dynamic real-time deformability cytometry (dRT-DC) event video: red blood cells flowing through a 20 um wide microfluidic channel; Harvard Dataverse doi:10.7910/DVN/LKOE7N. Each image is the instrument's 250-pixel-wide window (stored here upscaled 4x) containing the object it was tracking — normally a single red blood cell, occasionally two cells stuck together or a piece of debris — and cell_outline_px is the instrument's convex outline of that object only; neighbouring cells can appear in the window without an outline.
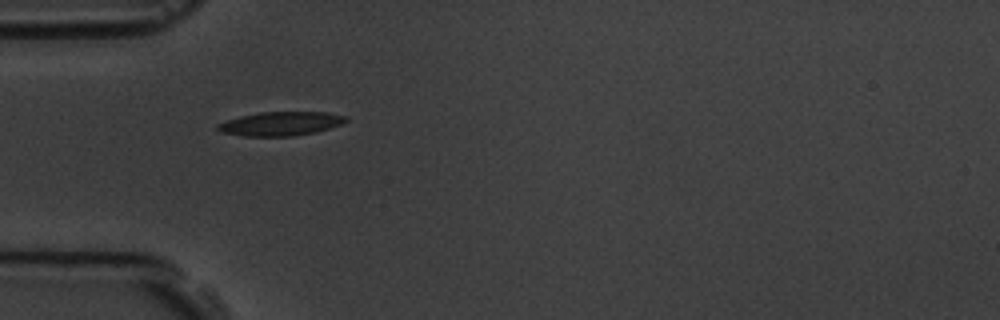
{"species": "common noctule bat (a hibernating species)", "species_latin": "Nyctalus noctula", "temperature_condition": "room temperature", "stored_images_in_passage": 7, "camera_frame_rate_fps": 3000, "um_per_image_px": 0.085, "animal": {"sex": "male", "body_mass_g": 19.5, "forearm_length_mm": 54.6}, "frame": {"image": 1, "passage_image": 1, "time_ms": 0.0, "image_size_px": [1000, 320], "cell_outline_px": [[348, 120], [340, 124], [316, 132], [292, 136], [244, 136], [220, 132], [216, 128], [216, 124], [240, 116], [260, 112], [328, 112], [348, 116]], "centroid_in_image_um": [23.85, 10.51], "position_along_channel_um": 61.2, "area_um2": 17.86}}
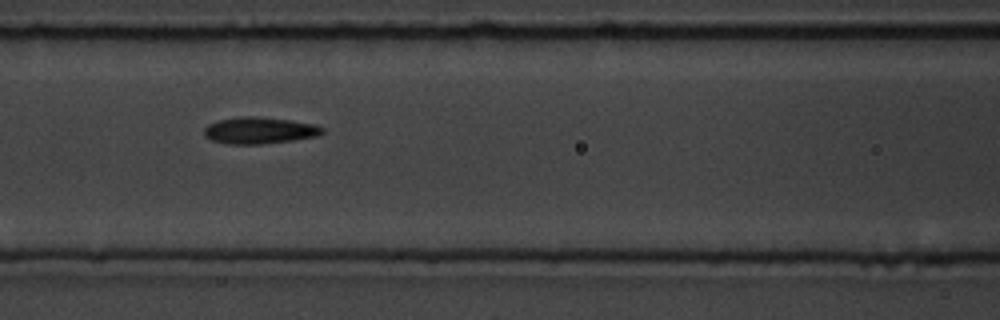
{"frame": {"image": 2, "passage_image": 3, "time_ms": 2.333, "image_size_px": [1000, 320], "cell_outline_px": [[324, 132], [316, 136], [292, 140], [260, 144], [228, 144], [212, 140], [204, 136], [204, 128], [208, 124], [220, 120], [240, 116], [252, 116], [292, 120], [316, 124], [324, 128]], "centroid_in_image_um": [22.05, 11.08], "position_along_channel_um": 144.5, "area_um2": 18.32}}
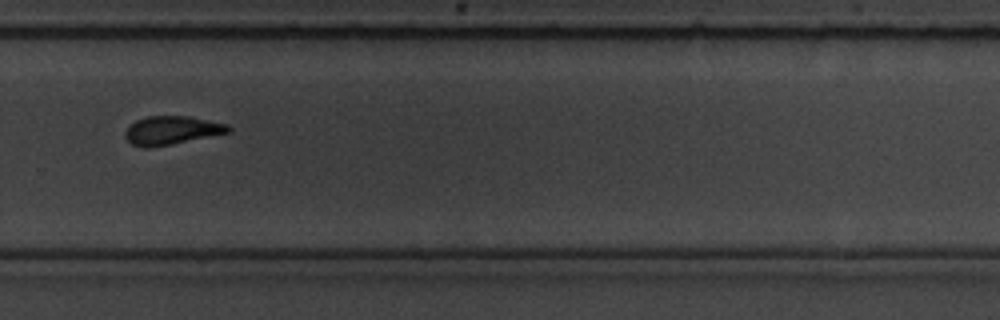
{"frame": {"image": 3, "passage_image": 7, "time_ms": 7.0, "image_size_px": [1000, 320], "cell_outline_px": [[232, 132], [148, 148], [144, 148], [132, 144], [124, 136], [124, 132], [136, 120], [148, 116], [188, 116], [228, 124], [232, 128]], "centroid_in_image_um": [14.61, 11.07], "position_along_channel_um": 315.2, "area_um2": 16.99}}